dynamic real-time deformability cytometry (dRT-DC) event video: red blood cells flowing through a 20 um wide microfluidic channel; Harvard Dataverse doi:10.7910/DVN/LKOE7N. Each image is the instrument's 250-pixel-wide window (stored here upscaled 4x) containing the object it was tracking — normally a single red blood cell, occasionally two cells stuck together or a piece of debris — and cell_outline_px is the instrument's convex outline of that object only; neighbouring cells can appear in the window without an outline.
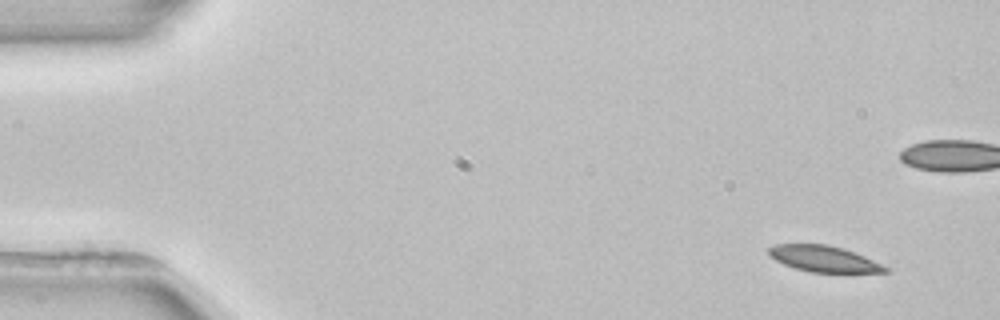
{"species": "common noctule bat (a hibernating species)", "species_latin": "Nyctalus noctula", "temperature_condition": "room temperature", "stored_images_in_passage": 4, "camera_frame_rate_fps": 3000, "um_per_image_px": 0.085, "animal": {"sex": "female", "body_mass_g": 22.7, "forearm_length_mm": 54.2}, "frame": {"image": 1, "passage_image": 1, "time_ms": 0.0, "image_size_px": [1000, 320], "cell_outline_px": [[888, 272], [812, 272], [796, 268], [784, 264], [768, 256], [768, 248], [776, 244], [828, 244], [844, 248], [864, 256], [888, 268]], "centroid_in_image_um": [69.98, 21.98], "position_along_channel_um": 15.0, "area_um2": 17.51}}
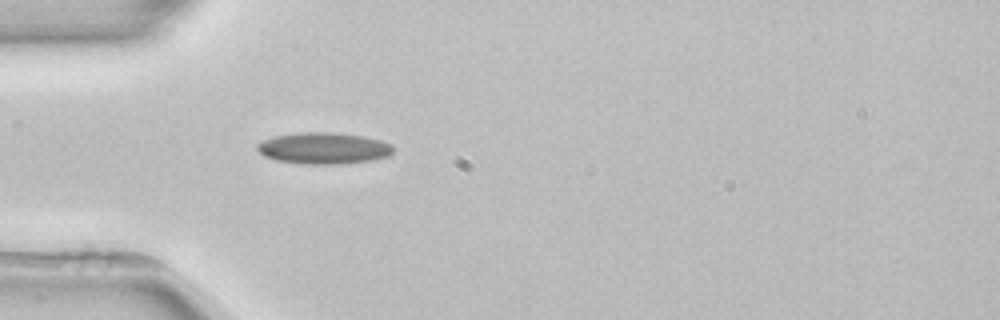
{"frame": {"image": 2, "passage_image": 4, "time_ms": 5.667, "image_size_px": [1000, 320], "cell_outline_px": [[392, 152], [388, 156], [372, 160], [340, 164], [304, 164], [276, 160], [264, 156], [256, 148], [256, 144], [264, 140], [276, 136], [304, 132], [332, 132], [364, 136], [380, 140], [392, 144]], "centroid_in_image_um": [27.51, 12.6], "position_along_channel_um": 57.5, "area_um2": 24.85}}